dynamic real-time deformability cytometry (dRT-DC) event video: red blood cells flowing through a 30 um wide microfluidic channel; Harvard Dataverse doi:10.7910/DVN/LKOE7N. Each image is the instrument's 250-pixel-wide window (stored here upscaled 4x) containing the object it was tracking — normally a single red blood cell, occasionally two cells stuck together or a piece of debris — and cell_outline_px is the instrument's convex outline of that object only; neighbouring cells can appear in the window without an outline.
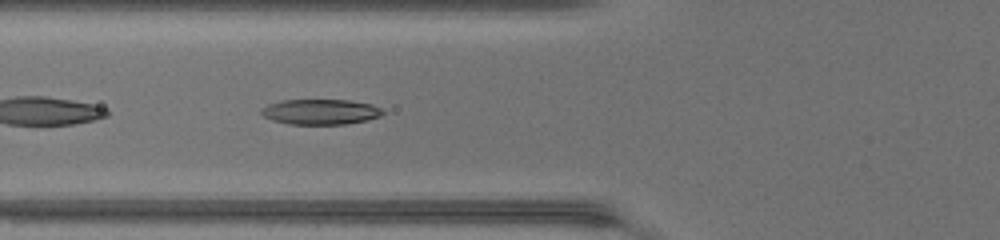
{"species": "common noctule bat (a hibernating species)", "species_latin": "Nyctalus noctula", "temperature_condition": "warm", "stored_images_in_passage": 31, "camera_frame_rate_fps": 3000, "um_per_image_px": 0.085, "animal": {"sex": "female", "body_mass_g": 17.0, "forearm_length_mm": 48.0}, "frame": {"image": 1, "passage_image": 5, "time_ms": 1.333, "image_size_px": [1000, 240], "cell_outline_px": [[384, 112], [380, 116], [368, 120], [344, 124], [288, 124], [272, 120], [264, 116], [260, 112], [260, 108], [268, 104], [280, 100], [348, 100], [372, 104], [384, 108]], "centroid_in_image_um": [27.25, 9.5], "position_along_channel_um": 98.6, "area_um2": 18.09}}
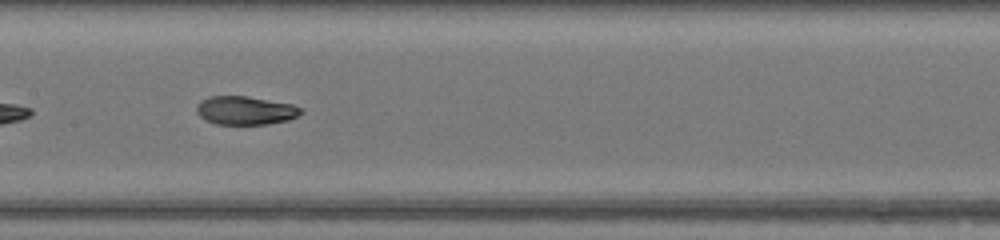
{"frame": {"image": 2, "passage_image": 11, "time_ms": 3.333, "image_size_px": [1000, 240], "cell_outline_px": [[304, 112], [288, 120], [268, 124], [216, 124], [204, 120], [196, 112], [196, 104], [200, 100], [208, 96], [244, 96], [292, 104], [304, 108]], "centroid_in_image_um": [20.83, 9.39], "position_along_channel_um": 186.6, "area_um2": 17.46}}
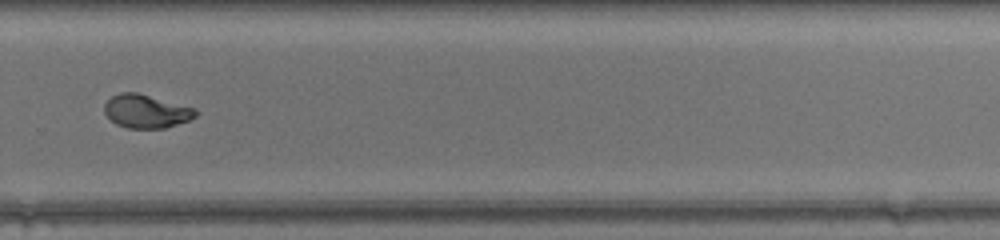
{"frame": {"image": 3, "passage_image": 20, "time_ms": 6.333, "image_size_px": [1000, 240], "cell_outline_px": [[200, 112], [196, 116], [188, 120], [164, 128], [128, 128], [116, 124], [104, 112], [104, 104], [112, 96], [120, 92], [136, 92], [196, 108]], "centroid_in_image_um": [12.44, 9.45], "position_along_channel_um": 317.4, "area_um2": 17.69}, "authors_computed_cell_mechanics": {"area_um2": 18.0914, "velocity_mm_per_s": 4.3706, "shape_relaxation_time_tau1_ms": 4.7006, "shape_relaxation_time_tau2_ms": 1.3809, "deformation_change_tau1": 0.2368, "deformation_change_tau2": 0.0529}}